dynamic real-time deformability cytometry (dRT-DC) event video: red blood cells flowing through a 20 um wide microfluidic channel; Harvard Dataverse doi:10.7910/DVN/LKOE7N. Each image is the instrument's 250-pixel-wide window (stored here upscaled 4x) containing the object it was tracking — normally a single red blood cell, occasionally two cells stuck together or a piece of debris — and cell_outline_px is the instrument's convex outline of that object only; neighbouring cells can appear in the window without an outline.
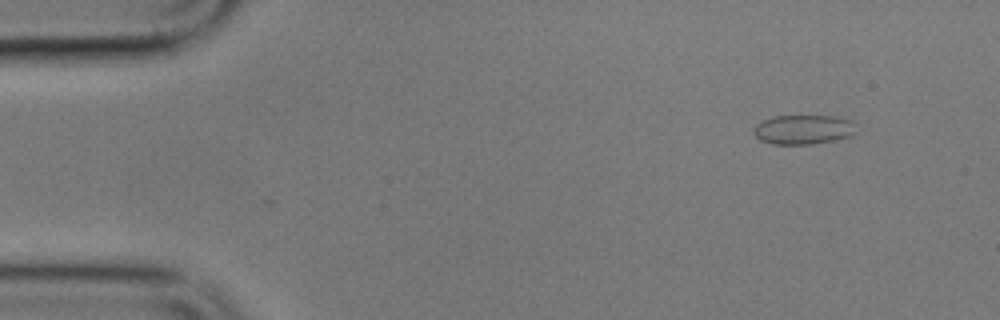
{"species": "common noctule bat (a hibernating species)", "species_latin": "Nyctalus noctula", "temperature_condition": "cold", "stored_images_in_passage": 4, "camera_frame_rate_fps": 3000, "um_per_image_px": 0.085, "animal": {"sex": "male", "body_mass_g": 17.9}, "frame": {"image": 1, "passage_image": 1, "time_ms": 0.0, "image_size_px": [1000, 320], "cell_outline_px": [[856, 132], [852, 136], [836, 140], [812, 144], [772, 144], [760, 140], [752, 132], [756, 124], [772, 116], [836, 116], [852, 120], [856, 124]], "centroid_in_image_um": [68.32, 11.01], "position_along_channel_um": 16.7, "area_um2": 17.86}}
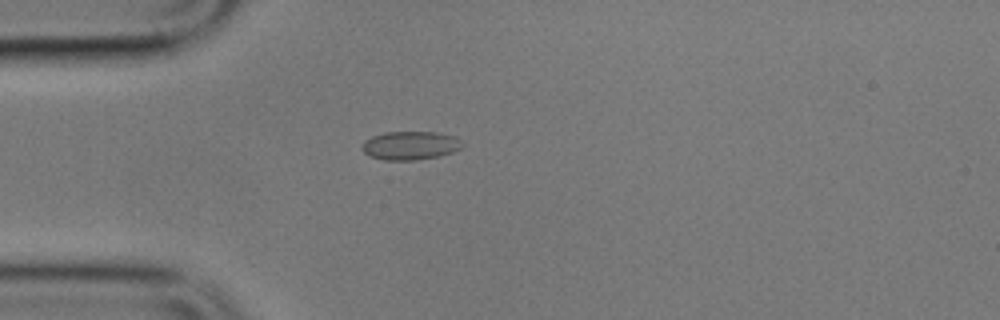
{"frame": {"image": 2, "passage_image": 4, "time_ms": 3.333, "image_size_px": [1000, 320], "cell_outline_px": [[464, 144], [460, 148], [452, 152], [440, 156], [416, 160], [384, 160], [372, 156], [364, 152], [360, 148], [364, 140], [372, 136], [384, 132], [436, 132], [456, 136]], "centroid_in_image_um": [34.87, 12.36], "position_along_channel_um": 50.1, "area_um2": 16.76}}